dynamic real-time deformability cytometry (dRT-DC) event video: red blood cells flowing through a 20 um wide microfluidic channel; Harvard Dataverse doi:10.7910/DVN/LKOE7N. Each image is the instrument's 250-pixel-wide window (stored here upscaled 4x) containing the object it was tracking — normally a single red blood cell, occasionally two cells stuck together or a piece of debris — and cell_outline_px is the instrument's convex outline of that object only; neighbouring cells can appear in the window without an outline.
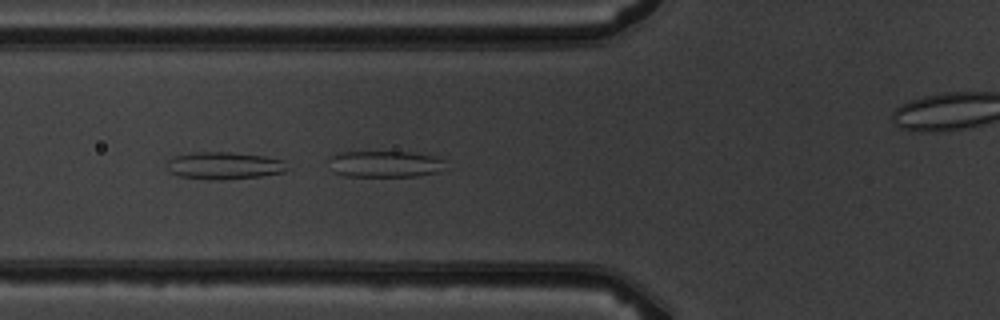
{"species": "common noctule bat (a hibernating species)", "species_latin": "Nyctalus noctula", "temperature_condition": "warm", "stored_images_in_passage": 5, "segment_of_instrument_passage": [1, 2], "camera_frame_rate_fps": 3000, "um_per_image_px": 0.085, "animal": {"sex": "male", "body_mass_g": 19.5, "forearm_length_mm": 54.6}, "frame": {"image": 1, "passage_image": 4, "time_ms": 3.667, "image_size_px": [1000, 320], "cell_outline_px": [[444, 160], [440, 172], [420, 176], [344, 176], [336, 172], [328, 160], [332, 156], [340, 152], [412, 152], [436, 156]], "centroid_in_image_um": [32.76, 13.94], "position_along_channel_um": 93.0, "area_um2": 17.86}}